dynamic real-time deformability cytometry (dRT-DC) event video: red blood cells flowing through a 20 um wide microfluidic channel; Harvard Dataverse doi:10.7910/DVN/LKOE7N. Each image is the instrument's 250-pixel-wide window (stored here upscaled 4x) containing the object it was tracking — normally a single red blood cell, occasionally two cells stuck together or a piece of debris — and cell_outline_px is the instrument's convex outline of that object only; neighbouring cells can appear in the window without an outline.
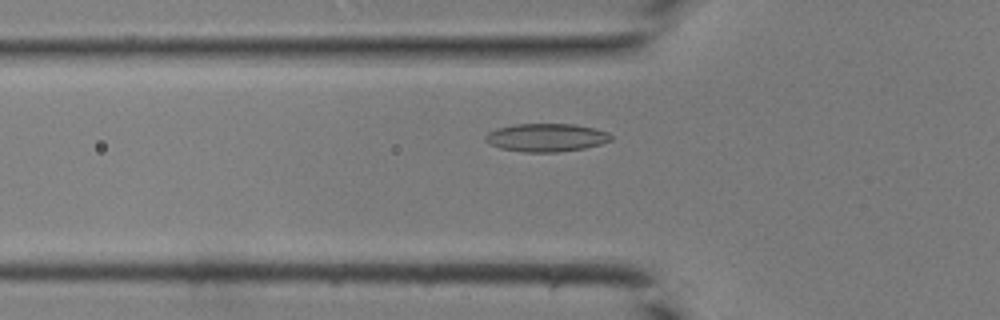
{"species": "common noctule bat (a hibernating species)", "species_latin": "Nyctalus noctula", "temperature_condition": "room temperature", "stored_images_in_passage": 41, "camera_frame_rate_fps": 3000, "um_per_image_px": 0.085, "animal": {"sex": "male", "body_mass_g": 19.0, "forearm_length_mm": 50.8}, "frame": {"image": 1, "passage_image": 13, "time_ms": 4.0, "image_size_px": [1000, 320], "cell_outline_px": [[612, 140], [600, 144], [584, 148], [556, 152], [524, 152], [500, 148], [484, 140], [484, 136], [488, 132], [496, 128], [512, 124], [576, 124], [608, 132], [612, 136]], "centroid_in_image_um": [46.41, 11.68], "position_along_channel_um": 79.4, "area_um2": 20.58}}
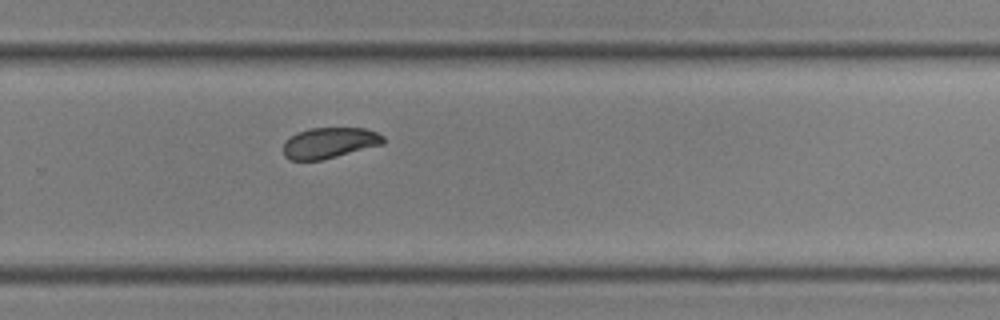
{"frame": {"image": 2, "passage_image": 27, "time_ms": 8.667, "image_size_px": [1000, 320], "cell_outline_px": [[384, 144], [320, 160], [288, 160], [284, 156], [284, 140], [296, 132], [308, 128], [364, 128], [376, 132], [384, 136]], "centroid_in_image_um": [27.97, 12.13], "position_along_channel_um": 301.8, "area_um2": 17.98}}
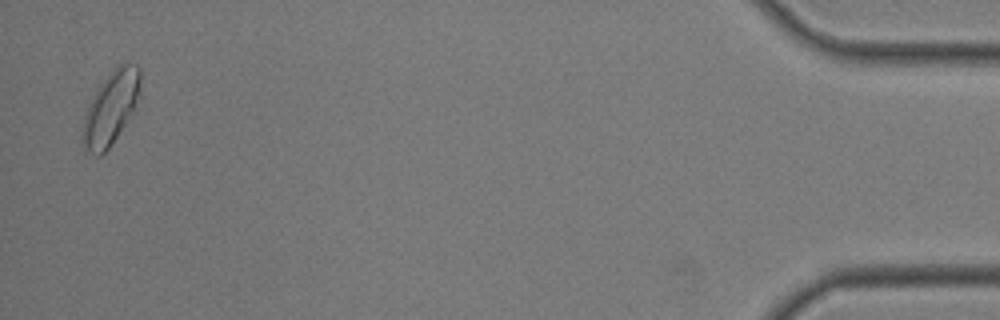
{"frame": {"image": 3, "passage_image": 40, "time_ms": 13.0, "image_size_px": [1000, 320], "cell_outline_px": [[140, 96], [132, 112], [108, 148], [100, 156], [96, 156], [84, 152], [80, 136], [80, 132], [84, 112], [96, 88], [108, 72], [116, 64], [124, 60], [136, 64], [140, 68]], "centroid_in_image_um": [9.37, 9.13], "position_along_channel_um": 425.8, "area_um2": 25.43}}